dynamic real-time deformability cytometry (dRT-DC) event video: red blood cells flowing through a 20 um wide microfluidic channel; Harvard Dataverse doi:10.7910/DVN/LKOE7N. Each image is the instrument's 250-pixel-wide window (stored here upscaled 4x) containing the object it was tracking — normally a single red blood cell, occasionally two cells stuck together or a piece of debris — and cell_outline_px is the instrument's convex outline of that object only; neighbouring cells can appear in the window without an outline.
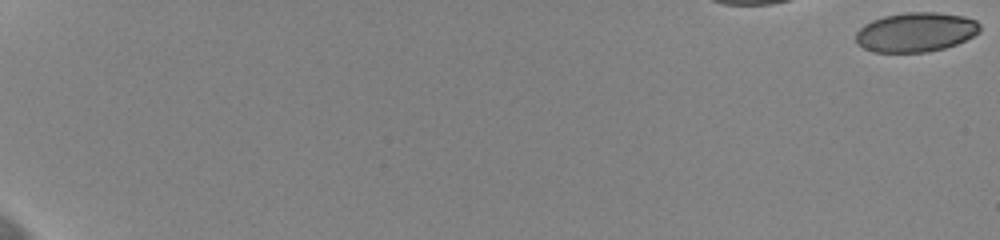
{"species": "human", "species_latin": "Homo sapiens", "temperature_condition": "cold", "stored_images_in_passage": 16, "camera_frame_rate_fps": 3000, "um_per_image_px": 0.085, "donor": {"sex": "female"}, "frame": {"image": 1, "passage_image": 1, "time_ms": 0.0, "image_size_px": [1000, 240], "cell_outline_px": [[980, 32], [956, 44], [944, 48], [928, 52], [872, 52], [856, 44], [856, 32], [864, 24], [872, 20], [884, 16], [904, 12], [936, 12], [964, 16], [976, 20], [980, 24]], "centroid_in_image_um": [77.83, 2.73], "position_along_channel_um": 7.2, "area_um2": 28.67}}
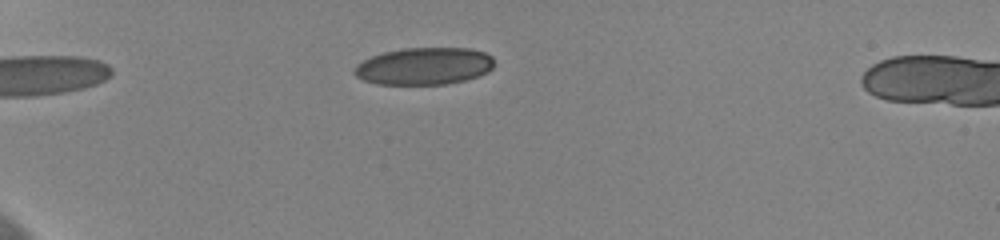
{"frame": {"image": 2, "passage_image": 12, "time_ms": 3.667, "image_size_px": [1000, 240], "cell_outline_px": [[492, 68], [488, 72], [464, 80], [444, 84], [380, 84], [364, 80], [356, 76], [352, 72], [352, 68], [356, 64], [372, 56], [384, 52], [404, 48], [472, 48], [484, 52], [492, 56]], "centroid_in_image_um": [36.02, 5.61], "position_along_channel_um": 49.0, "area_um2": 30.23}}